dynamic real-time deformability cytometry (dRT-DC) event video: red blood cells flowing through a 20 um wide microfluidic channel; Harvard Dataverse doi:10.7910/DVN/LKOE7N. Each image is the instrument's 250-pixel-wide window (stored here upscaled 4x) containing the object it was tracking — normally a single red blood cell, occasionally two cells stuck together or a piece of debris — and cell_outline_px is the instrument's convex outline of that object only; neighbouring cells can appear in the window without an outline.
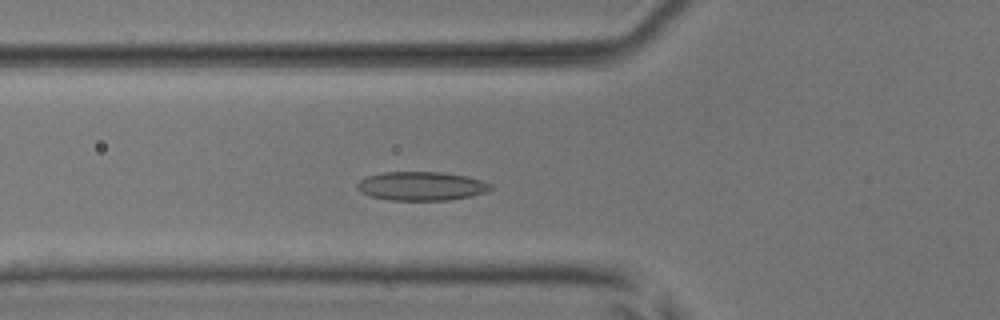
{"species": "common noctule bat (a hibernating species)", "species_latin": "Nyctalus noctula", "temperature_condition": "room temperature", "stored_images_in_passage": 50, "segment_of_instrument_passage": [1, 2], "camera_frame_rate_fps": 3000, "um_per_image_px": 0.085, "animal": {"sex": "male", "body_mass_g": 17.9, "forearm_length_mm": 54.2}, "frame": {"image": 1, "passage_image": 15, "time_ms": 4.667, "image_size_px": [1000, 320], "cell_outline_px": [[492, 188], [488, 192], [472, 196], [448, 200], [388, 200], [372, 196], [360, 192], [356, 188], [356, 184], [360, 180], [368, 176], [384, 172], [440, 172], [468, 176], [484, 180], [492, 184]], "centroid_in_image_um": [35.86, 15.82], "position_along_channel_um": 89.9, "area_um2": 22.6}}
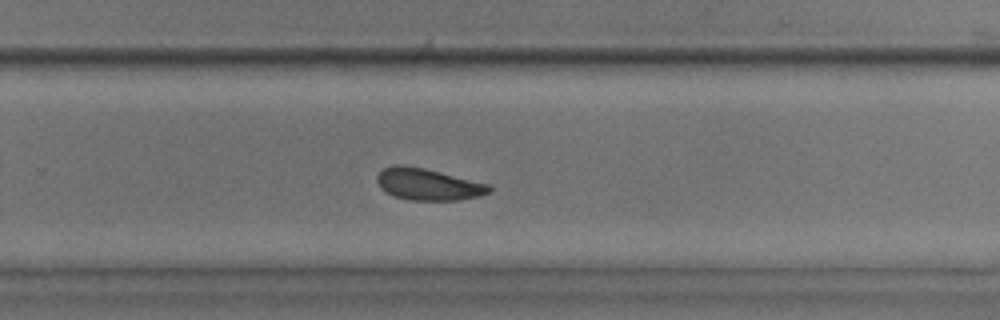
{"frame": {"image": 2, "passage_image": 31, "time_ms": 10.0, "image_size_px": [1000, 320], "cell_outline_px": [[492, 188], [488, 192], [480, 196], [456, 200], [408, 200], [396, 196], [380, 188], [376, 180], [376, 176], [384, 168], [392, 164], [404, 164], [424, 168], [488, 184]], "centroid_in_image_um": [36.34, 15.65], "position_along_channel_um": 293.5, "area_um2": 20.58}}
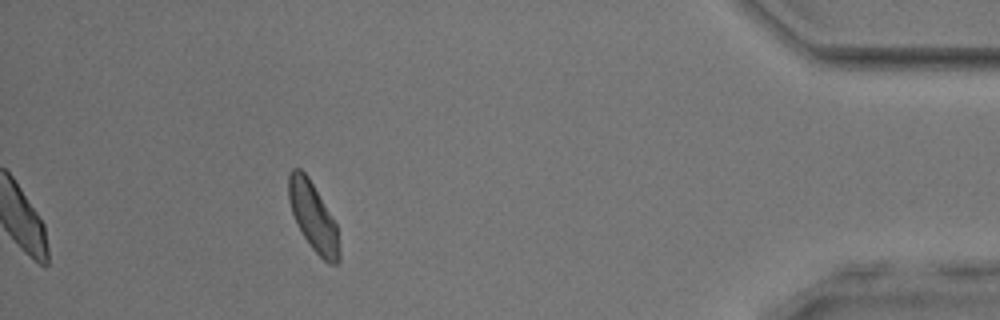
{"frame": {"image": 3, "passage_image": 44, "time_ms": 14.333, "image_size_px": [1000, 320], "cell_outline_px": [[340, 260], [336, 264], [328, 264], [312, 248], [296, 224], [288, 200], [288, 176], [292, 168], [300, 168], [308, 176], [336, 224], [340, 252]], "centroid_in_image_um": [26.61, 18.42], "position_along_channel_um": 408.6, "area_um2": 20.0}}